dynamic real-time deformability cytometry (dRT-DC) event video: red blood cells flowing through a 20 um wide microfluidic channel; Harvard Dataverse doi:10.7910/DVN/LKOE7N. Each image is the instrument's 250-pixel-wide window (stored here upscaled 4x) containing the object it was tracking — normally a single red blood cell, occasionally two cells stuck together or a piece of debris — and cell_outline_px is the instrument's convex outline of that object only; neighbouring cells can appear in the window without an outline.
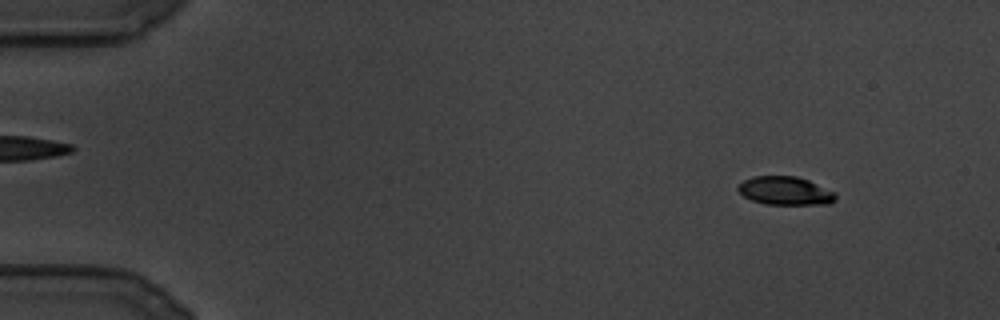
{"species": "common noctule bat (a hibernating species)", "species_latin": "Nyctalus noctula", "temperature_condition": "cold", "stored_images_in_passage": 110, "camera_frame_rate_fps": 3000, "um_per_image_px": 0.085, "animal": {"sex": "male", "body_mass_g": 19.5, "forearm_length_mm": 54.6}, "frame": {"image": 1, "passage_image": 8, "time_ms": 2.333, "image_size_px": [1000, 320], "cell_outline_px": [[836, 200], [832, 204], [764, 204], [752, 200], [744, 196], [736, 188], [744, 180], [752, 176], [796, 176], [808, 180], [836, 192]], "centroid_in_image_um": [66.77, 16.22], "position_along_channel_um": 18.2, "area_um2": 16.18}}
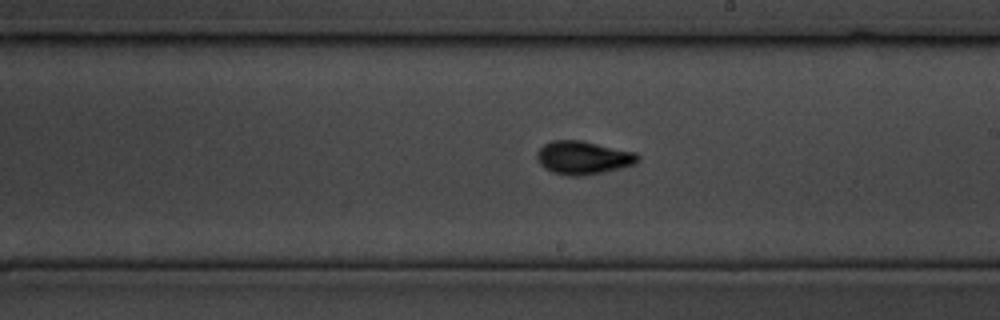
{"frame": {"image": 2, "passage_image": 62, "time_ms": 20.333, "image_size_px": [1000, 320], "cell_outline_px": [[640, 160], [636, 164], [600, 172], [580, 176], [568, 176], [552, 172], [544, 168], [536, 160], [536, 152], [544, 144], [552, 140], [580, 140], [636, 152], [640, 156]], "centroid_in_image_um": [49.55, 13.39], "position_along_channel_um": 239.5, "area_um2": 19.59}}
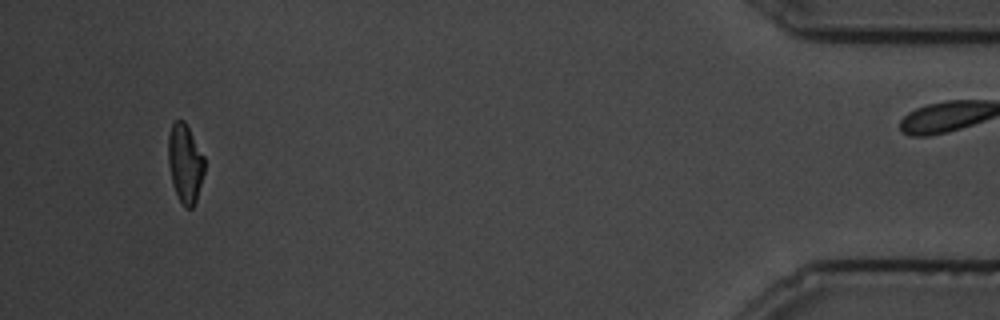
{"frame": {"image": 3, "passage_image": 103, "time_ms": 34.0, "image_size_px": [1000, 320], "cell_outline_px": [[204, 172], [196, 200], [192, 208], [184, 208], [176, 192], [172, 180], [168, 164], [168, 136], [172, 124], [176, 120], [184, 120], [204, 156]], "centroid_in_image_um": [15.73, 13.87], "position_along_channel_um": 419.5, "area_um2": 16.42}}